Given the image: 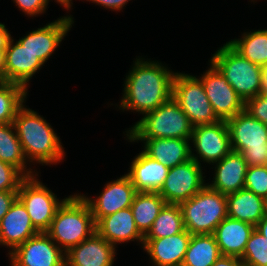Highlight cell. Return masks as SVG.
I'll return each mask as SVG.
<instances>
[{"instance_id": "1", "label": "cell", "mask_w": 267, "mask_h": 266, "mask_svg": "<svg viewBox=\"0 0 267 266\" xmlns=\"http://www.w3.org/2000/svg\"><path fill=\"white\" fill-rule=\"evenodd\" d=\"M125 78L119 109L136 111L143 116L172 98L175 72L158 61L136 58Z\"/></svg>"}, {"instance_id": "2", "label": "cell", "mask_w": 267, "mask_h": 266, "mask_svg": "<svg viewBox=\"0 0 267 266\" xmlns=\"http://www.w3.org/2000/svg\"><path fill=\"white\" fill-rule=\"evenodd\" d=\"M17 137L28 162L52 165L64 160L60 137L43 116L23 104L13 120Z\"/></svg>"}, {"instance_id": "3", "label": "cell", "mask_w": 267, "mask_h": 266, "mask_svg": "<svg viewBox=\"0 0 267 266\" xmlns=\"http://www.w3.org/2000/svg\"><path fill=\"white\" fill-rule=\"evenodd\" d=\"M95 232L96 223L89 205L76 193L58 207L46 233L66 253Z\"/></svg>"}, {"instance_id": "4", "label": "cell", "mask_w": 267, "mask_h": 266, "mask_svg": "<svg viewBox=\"0 0 267 266\" xmlns=\"http://www.w3.org/2000/svg\"><path fill=\"white\" fill-rule=\"evenodd\" d=\"M129 139H191L193 126L181 107L171 98L144 115L125 131Z\"/></svg>"}, {"instance_id": "5", "label": "cell", "mask_w": 267, "mask_h": 266, "mask_svg": "<svg viewBox=\"0 0 267 266\" xmlns=\"http://www.w3.org/2000/svg\"><path fill=\"white\" fill-rule=\"evenodd\" d=\"M185 229L191 234H213L228 217L226 195L207 184L187 201L179 204Z\"/></svg>"}, {"instance_id": "6", "label": "cell", "mask_w": 267, "mask_h": 266, "mask_svg": "<svg viewBox=\"0 0 267 266\" xmlns=\"http://www.w3.org/2000/svg\"><path fill=\"white\" fill-rule=\"evenodd\" d=\"M210 61L244 102L260 94L261 66L244 58L228 42L218 48Z\"/></svg>"}, {"instance_id": "7", "label": "cell", "mask_w": 267, "mask_h": 266, "mask_svg": "<svg viewBox=\"0 0 267 266\" xmlns=\"http://www.w3.org/2000/svg\"><path fill=\"white\" fill-rule=\"evenodd\" d=\"M231 149L241 152L248 166H265L267 161V125L244 110L226 120Z\"/></svg>"}, {"instance_id": "8", "label": "cell", "mask_w": 267, "mask_h": 266, "mask_svg": "<svg viewBox=\"0 0 267 266\" xmlns=\"http://www.w3.org/2000/svg\"><path fill=\"white\" fill-rule=\"evenodd\" d=\"M172 98L187 115L193 127L219 122L199 77L176 72Z\"/></svg>"}, {"instance_id": "9", "label": "cell", "mask_w": 267, "mask_h": 266, "mask_svg": "<svg viewBox=\"0 0 267 266\" xmlns=\"http://www.w3.org/2000/svg\"><path fill=\"white\" fill-rule=\"evenodd\" d=\"M37 176L38 173L22 180L18 189V199L25 206L34 228L38 232H47L58 207L67 197L59 200Z\"/></svg>"}, {"instance_id": "10", "label": "cell", "mask_w": 267, "mask_h": 266, "mask_svg": "<svg viewBox=\"0 0 267 266\" xmlns=\"http://www.w3.org/2000/svg\"><path fill=\"white\" fill-rule=\"evenodd\" d=\"M201 164L194 159L169 168L166 179L158 191L167 204H180L197 194L207 183Z\"/></svg>"}, {"instance_id": "11", "label": "cell", "mask_w": 267, "mask_h": 266, "mask_svg": "<svg viewBox=\"0 0 267 266\" xmlns=\"http://www.w3.org/2000/svg\"><path fill=\"white\" fill-rule=\"evenodd\" d=\"M190 142L191 147L194 145V149L191 148V158L199 164L200 162L213 164L223 159L232 150L225 120L193 127Z\"/></svg>"}, {"instance_id": "12", "label": "cell", "mask_w": 267, "mask_h": 266, "mask_svg": "<svg viewBox=\"0 0 267 266\" xmlns=\"http://www.w3.org/2000/svg\"><path fill=\"white\" fill-rule=\"evenodd\" d=\"M11 266H66L65 252L46 232H39L9 254Z\"/></svg>"}, {"instance_id": "13", "label": "cell", "mask_w": 267, "mask_h": 266, "mask_svg": "<svg viewBox=\"0 0 267 266\" xmlns=\"http://www.w3.org/2000/svg\"><path fill=\"white\" fill-rule=\"evenodd\" d=\"M209 65L200 79L216 116L226 121L244 110V101L211 61Z\"/></svg>"}, {"instance_id": "14", "label": "cell", "mask_w": 267, "mask_h": 266, "mask_svg": "<svg viewBox=\"0 0 267 266\" xmlns=\"http://www.w3.org/2000/svg\"><path fill=\"white\" fill-rule=\"evenodd\" d=\"M136 194L135 187L127 174L105 184L101 194L90 198L82 194L81 196L89 205L91 213L97 223L102 217L129 208L132 205Z\"/></svg>"}, {"instance_id": "15", "label": "cell", "mask_w": 267, "mask_h": 266, "mask_svg": "<svg viewBox=\"0 0 267 266\" xmlns=\"http://www.w3.org/2000/svg\"><path fill=\"white\" fill-rule=\"evenodd\" d=\"M71 15L60 17L57 20L37 28L26 36L19 38L18 42L46 63L59 44L67 36L74 20Z\"/></svg>"}, {"instance_id": "16", "label": "cell", "mask_w": 267, "mask_h": 266, "mask_svg": "<svg viewBox=\"0 0 267 266\" xmlns=\"http://www.w3.org/2000/svg\"><path fill=\"white\" fill-rule=\"evenodd\" d=\"M43 65L36 55L11 38L5 50L4 82L16 83L28 90L29 80Z\"/></svg>"}, {"instance_id": "17", "label": "cell", "mask_w": 267, "mask_h": 266, "mask_svg": "<svg viewBox=\"0 0 267 266\" xmlns=\"http://www.w3.org/2000/svg\"><path fill=\"white\" fill-rule=\"evenodd\" d=\"M116 248L95 232L65 253L66 266H113Z\"/></svg>"}, {"instance_id": "18", "label": "cell", "mask_w": 267, "mask_h": 266, "mask_svg": "<svg viewBox=\"0 0 267 266\" xmlns=\"http://www.w3.org/2000/svg\"><path fill=\"white\" fill-rule=\"evenodd\" d=\"M191 239L184 231L163 238H144L143 250L151 259L152 266H181Z\"/></svg>"}, {"instance_id": "19", "label": "cell", "mask_w": 267, "mask_h": 266, "mask_svg": "<svg viewBox=\"0 0 267 266\" xmlns=\"http://www.w3.org/2000/svg\"><path fill=\"white\" fill-rule=\"evenodd\" d=\"M37 233L25 206L17 198L0 221V245L11 248L9 254Z\"/></svg>"}, {"instance_id": "20", "label": "cell", "mask_w": 267, "mask_h": 266, "mask_svg": "<svg viewBox=\"0 0 267 266\" xmlns=\"http://www.w3.org/2000/svg\"><path fill=\"white\" fill-rule=\"evenodd\" d=\"M212 165L215 166V173L212 183H207L209 187L224 195L244 188L248 165L241 152L231 150L223 159Z\"/></svg>"}, {"instance_id": "21", "label": "cell", "mask_w": 267, "mask_h": 266, "mask_svg": "<svg viewBox=\"0 0 267 266\" xmlns=\"http://www.w3.org/2000/svg\"><path fill=\"white\" fill-rule=\"evenodd\" d=\"M96 232L115 247L135 240L143 247L144 236L135 225L130 207L102 217L96 223Z\"/></svg>"}, {"instance_id": "22", "label": "cell", "mask_w": 267, "mask_h": 266, "mask_svg": "<svg viewBox=\"0 0 267 266\" xmlns=\"http://www.w3.org/2000/svg\"><path fill=\"white\" fill-rule=\"evenodd\" d=\"M127 139L130 142L143 141L144 150L142 151L168 168H173L192 159L191 143L188 139H129L128 137Z\"/></svg>"}, {"instance_id": "23", "label": "cell", "mask_w": 267, "mask_h": 266, "mask_svg": "<svg viewBox=\"0 0 267 266\" xmlns=\"http://www.w3.org/2000/svg\"><path fill=\"white\" fill-rule=\"evenodd\" d=\"M127 175L136 192H158L168 174L169 168L143 151L134 157Z\"/></svg>"}, {"instance_id": "24", "label": "cell", "mask_w": 267, "mask_h": 266, "mask_svg": "<svg viewBox=\"0 0 267 266\" xmlns=\"http://www.w3.org/2000/svg\"><path fill=\"white\" fill-rule=\"evenodd\" d=\"M254 229L248 222L226 217L213 232L221 255L241 258Z\"/></svg>"}, {"instance_id": "25", "label": "cell", "mask_w": 267, "mask_h": 266, "mask_svg": "<svg viewBox=\"0 0 267 266\" xmlns=\"http://www.w3.org/2000/svg\"><path fill=\"white\" fill-rule=\"evenodd\" d=\"M228 217L254 226L265 216L267 206L264 198L245 188L226 195Z\"/></svg>"}, {"instance_id": "26", "label": "cell", "mask_w": 267, "mask_h": 266, "mask_svg": "<svg viewBox=\"0 0 267 266\" xmlns=\"http://www.w3.org/2000/svg\"><path fill=\"white\" fill-rule=\"evenodd\" d=\"M166 201L158 192H136L130 209L135 225L145 236L159 215Z\"/></svg>"}, {"instance_id": "27", "label": "cell", "mask_w": 267, "mask_h": 266, "mask_svg": "<svg viewBox=\"0 0 267 266\" xmlns=\"http://www.w3.org/2000/svg\"><path fill=\"white\" fill-rule=\"evenodd\" d=\"M0 160L16 167L25 177L37 174L26 167L28 161L13 123L0 125Z\"/></svg>"}, {"instance_id": "28", "label": "cell", "mask_w": 267, "mask_h": 266, "mask_svg": "<svg viewBox=\"0 0 267 266\" xmlns=\"http://www.w3.org/2000/svg\"><path fill=\"white\" fill-rule=\"evenodd\" d=\"M220 256L213 234H194L181 266H212Z\"/></svg>"}, {"instance_id": "29", "label": "cell", "mask_w": 267, "mask_h": 266, "mask_svg": "<svg viewBox=\"0 0 267 266\" xmlns=\"http://www.w3.org/2000/svg\"><path fill=\"white\" fill-rule=\"evenodd\" d=\"M228 43L250 62L261 67L267 64V29L244 32L241 38Z\"/></svg>"}, {"instance_id": "30", "label": "cell", "mask_w": 267, "mask_h": 266, "mask_svg": "<svg viewBox=\"0 0 267 266\" xmlns=\"http://www.w3.org/2000/svg\"><path fill=\"white\" fill-rule=\"evenodd\" d=\"M185 230L179 204H165L144 238H163Z\"/></svg>"}, {"instance_id": "31", "label": "cell", "mask_w": 267, "mask_h": 266, "mask_svg": "<svg viewBox=\"0 0 267 266\" xmlns=\"http://www.w3.org/2000/svg\"><path fill=\"white\" fill-rule=\"evenodd\" d=\"M28 90L16 83L0 81V125L13 123L18 109L26 102Z\"/></svg>"}, {"instance_id": "32", "label": "cell", "mask_w": 267, "mask_h": 266, "mask_svg": "<svg viewBox=\"0 0 267 266\" xmlns=\"http://www.w3.org/2000/svg\"><path fill=\"white\" fill-rule=\"evenodd\" d=\"M240 259L245 266H267V238L254 229Z\"/></svg>"}, {"instance_id": "33", "label": "cell", "mask_w": 267, "mask_h": 266, "mask_svg": "<svg viewBox=\"0 0 267 266\" xmlns=\"http://www.w3.org/2000/svg\"><path fill=\"white\" fill-rule=\"evenodd\" d=\"M244 188L264 198L267 193V168L265 166H248Z\"/></svg>"}, {"instance_id": "34", "label": "cell", "mask_w": 267, "mask_h": 266, "mask_svg": "<svg viewBox=\"0 0 267 266\" xmlns=\"http://www.w3.org/2000/svg\"><path fill=\"white\" fill-rule=\"evenodd\" d=\"M24 178L16 167L0 160V191H18Z\"/></svg>"}, {"instance_id": "35", "label": "cell", "mask_w": 267, "mask_h": 266, "mask_svg": "<svg viewBox=\"0 0 267 266\" xmlns=\"http://www.w3.org/2000/svg\"><path fill=\"white\" fill-rule=\"evenodd\" d=\"M244 111L267 125V94H259L246 100L244 102Z\"/></svg>"}, {"instance_id": "36", "label": "cell", "mask_w": 267, "mask_h": 266, "mask_svg": "<svg viewBox=\"0 0 267 266\" xmlns=\"http://www.w3.org/2000/svg\"><path fill=\"white\" fill-rule=\"evenodd\" d=\"M15 5L27 16L40 15L46 12L49 5L47 0H13Z\"/></svg>"}, {"instance_id": "37", "label": "cell", "mask_w": 267, "mask_h": 266, "mask_svg": "<svg viewBox=\"0 0 267 266\" xmlns=\"http://www.w3.org/2000/svg\"><path fill=\"white\" fill-rule=\"evenodd\" d=\"M18 198V191H0V221Z\"/></svg>"}, {"instance_id": "38", "label": "cell", "mask_w": 267, "mask_h": 266, "mask_svg": "<svg viewBox=\"0 0 267 266\" xmlns=\"http://www.w3.org/2000/svg\"><path fill=\"white\" fill-rule=\"evenodd\" d=\"M95 3L105 9L120 11L130 0H86Z\"/></svg>"}, {"instance_id": "39", "label": "cell", "mask_w": 267, "mask_h": 266, "mask_svg": "<svg viewBox=\"0 0 267 266\" xmlns=\"http://www.w3.org/2000/svg\"><path fill=\"white\" fill-rule=\"evenodd\" d=\"M212 266H245L242 260L233 256H220Z\"/></svg>"}, {"instance_id": "40", "label": "cell", "mask_w": 267, "mask_h": 266, "mask_svg": "<svg viewBox=\"0 0 267 266\" xmlns=\"http://www.w3.org/2000/svg\"><path fill=\"white\" fill-rule=\"evenodd\" d=\"M11 37L4 23H0V50H6Z\"/></svg>"}, {"instance_id": "41", "label": "cell", "mask_w": 267, "mask_h": 266, "mask_svg": "<svg viewBox=\"0 0 267 266\" xmlns=\"http://www.w3.org/2000/svg\"><path fill=\"white\" fill-rule=\"evenodd\" d=\"M261 72V88L260 94H267V64L263 65Z\"/></svg>"}, {"instance_id": "42", "label": "cell", "mask_w": 267, "mask_h": 266, "mask_svg": "<svg viewBox=\"0 0 267 266\" xmlns=\"http://www.w3.org/2000/svg\"><path fill=\"white\" fill-rule=\"evenodd\" d=\"M255 229L267 238V213L255 226Z\"/></svg>"}, {"instance_id": "43", "label": "cell", "mask_w": 267, "mask_h": 266, "mask_svg": "<svg viewBox=\"0 0 267 266\" xmlns=\"http://www.w3.org/2000/svg\"><path fill=\"white\" fill-rule=\"evenodd\" d=\"M5 50H0V81H4Z\"/></svg>"}, {"instance_id": "44", "label": "cell", "mask_w": 267, "mask_h": 266, "mask_svg": "<svg viewBox=\"0 0 267 266\" xmlns=\"http://www.w3.org/2000/svg\"><path fill=\"white\" fill-rule=\"evenodd\" d=\"M50 0H47L49 4ZM55 2L59 3L61 6H63L66 10H70L72 7V0H55Z\"/></svg>"}, {"instance_id": "45", "label": "cell", "mask_w": 267, "mask_h": 266, "mask_svg": "<svg viewBox=\"0 0 267 266\" xmlns=\"http://www.w3.org/2000/svg\"><path fill=\"white\" fill-rule=\"evenodd\" d=\"M264 201H265V204H266V206H267V193H266V195H265V197H264Z\"/></svg>"}]
</instances>
